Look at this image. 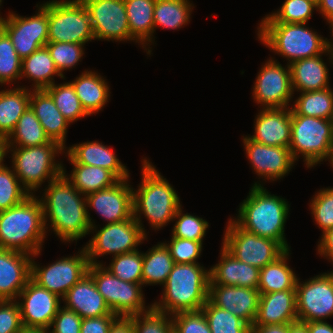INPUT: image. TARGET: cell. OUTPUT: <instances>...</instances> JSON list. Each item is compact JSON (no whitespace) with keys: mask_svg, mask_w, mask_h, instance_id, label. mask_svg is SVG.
<instances>
[{"mask_svg":"<svg viewBox=\"0 0 333 333\" xmlns=\"http://www.w3.org/2000/svg\"><path fill=\"white\" fill-rule=\"evenodd\" d=\"M142 160L141 182L137 190L133 188V217L147 237L142 214L149 221L152 230L159 231L169 222H173L181 201L174 187L152 162L146 157Z\"/></svg>","mask_w":333,"mask_h":333,"instance_id":"obj_2","label":"cell"},{"mask_svg":"<svg viewBox=\"0 0 333 333\" xmlns=\"http://www.w3.org/2000/svg\"><path fill=\"white\" fill-rule=\"evenodd\" d=\"M310 200V212L322 234L333 228V187L321 188Z\"/></svg>","mask_w":333,"mask_h":333,"instance_id":"obj_49","label":"cell"},{"mask_svg":"<svg viewBox=\"0 0 333 333\" xmlns=\"http://www.w3.org/2000/svg\"><path fill=\"white\" fill-rule=\"evenodd\" d=\"M8 153L14 173L30 195H35L43 183L48 184L63 173V162L57 161L56 156L63 154L64 148L57 142L32 147H4V158Z\"/></svg>","mask_w":333,"mask_h":333,"instance_id":"obj_7","label":"cell"},{"mask_svg":"<svg viewBox=\"0 0 333 333\" xmlns=\"http://www.w3.org/2000/svg\"><path fill=\"white\" fill-rule=\"evenodd\" d=\"M39 197L30 195L10 209L0 211V248L31 256L42 251L47 233Z\"/></svg>","mask_w":333,"mask_h":333,"instance_id":"obj_4","label":"cell"},{"mask_svg":"<svg viewBox=\"0 0 333 333\" xmlns=\"http://www.w3.org/2000/svg\"><path fill=\"white\" fill-rule=\"evenodd\" d=\"M30 107L35 112L50 141L57 142L65 149L66 134L70 123L56 107L52 97L44 89L32 90Z\"/></svg>","mask_w":333,"mask_h":333,"instance_id":"obj_28","label":"cell"},{"mask_svg":"<svg viewBox=\"0 0 333 333\" xmlns=\"http://www.w3.org/2000/svg\"><path fill=\"white\" fill-rule=\"evenodd\" d=\"M163 243L168 248L174 263H199L197 260L203 252V242L171 237L170 242Z\"/></svg>","mask_w":333,"mask_h":333,"instance_id":"obj_50","label":"cell"},{"mask_svg":"<svg viewBox=\"0 0 333 333\" xmlns=\"http://www.w3.org/2000/svg\"><path fill=\"white\" fill-rule=\"evenodd\" d=\"M328 162L331 164L330 167H332V169H333V148H332L331 156H330Z\"/></svg>","mask_w":333,"mask_h":333,"instance_id":"obj_64","label":"cell"},{"mask_svg":"<svg viewBox=\"0 0 333 333\" xmlns=\"http://www.w3.org/2000/svg\"><path fill=\"white\" fill-rule=\"evenodd\" d=\"M134 333H174L172 315L151 307L147 312L130 315Z\"/></svg>","mask_w":333,"mask_h":333,"instance_id":"obj_48","label":"cell"},{"mask_svg":"<svg viewBox=\"0 0 333 333\" xmlns=\"http://www.w3.org/2000/svg\"><path fill=\"white\" fill-rule=\"evenodd\" d=\"M23 328L16 300H0V333H19Z\"/></svg>","mask_w":333,"mask_h":333,"instance_id":"obj_52","label":"cell"},{"mask_svg":"<svg viewBox=\"0 0 333 333\" xmlns=\"http://www.w3.org/2000/svg\"><path fill=\"white\" fill-rule=\"evenodd\" d=\"M97 228L100 227H91L93 236L84 246L90 264H103L97 260L103 255L113 257L138 250V246L148 238L133 216L125 221L105 224L100 230Z\"/></svg>","mask_w":333,"mask_h":333,"instance_id":"obj_10","label":"cell"},{"mask_svg":"<svg viewBox=\"0 0 333 333\" xmlns=\"http://www.w3.org/2000/svg\"><path fill=\"white\" fill-rule=\"evenodd\" d=\"M333 148V119L291 115L289 149L294 161L302 156L305 167L328 161Z\"/></svg>","mask_w":333,"mask_h":333,"instance_id":"obj_8","label":"cell"},{"mask_svg":"<svg viewBox=\"0 0 333 333\" xmlns=\"http://www.w3.org/2000/svg\"><path fill=\"white\" fill-rule=\"evenodd\" d=\"M298 320L296 290L261 294L252 325L287 324Z\"/></svg>","mask_w":333,"mask_h":333,"instance_id":"obj_27","label":"cell"},{"mask_svg":"<svg viewBox=\"0 0 333 333\" xmlns=\"http://www.w3.org/2000/svg\"><path fill=\"white\" fill-rule=\"evenodd\" d=\"M251 333H289V323L270 324V325H252Z\"/></svg>","mask_w":333,"mask_h":333,"instance_id":"obj_57","label":"cell"},{"mask_svg":"<svg viewBox=\"0 0 333 333\" xmlns=\"http://www.w3.org/2000/svg\"><path fill=\"white\" fill-rule=\"evenodd\" d=\"M92 40L90 15L81 0L48 1V42L85 45Z\"/></svg>","mask_w":333,"mask_h":333,"instance_id":"obj_9","label":"cell"},{"mask_svg":"<svg viewBox=\"0 0 333 333\" xmlns=\"http://www.w3.org/2000/svg\"><path fill=\"white\" fill-rule=\"evenodd\" d=\"M71 164L98 166L111 171L119 180L130 177L127 166L114 153L112 147L99 141H87L70 145L64 149Z\"/></svg>","mask_w":333,"mask_h":333,"instance_id":"obj_24","label":"cell"},{"mask_svg":"<svg viewBox=\"0 0 333 333\" xmlns=\"http://www.w3.org/2000/svg\"><path fill=\"white\" fill-rule=\"evenodd\" d=\"M191 0H156L153 17L154 32L157 27L178 30L190 23L194 4Z\"/></svg>","mask_w":333,"mask_h":333,"instance_id":"obj_37","label":"cell"},{"mask_svg":"<svg viewBox=\"0 0 333 333\" xmlns=\"http://www.w3.org/2000/svg\"><path fill=\"white\" fill-rule=\"evenodd\" d=\"M41 251L32 256L31 279L49 292L63 298L67 291L86 274H88L89 260L83 247L73 256L62 257L48 264L40 266L35 260Z\"/></svg>","mask_w":333,"mask_h":333,"instance_id":"obj_13","label":"cell"},{"mask_svg":"<svg viewBox=\"0 0 333 333\" xmlns=\"http://www.w3.org/2000/svg\"><path fill=\"white\" fill-rule=\"evenodd\" d=\"M289 333H308L307 322L297 320L289 323Z\"/></svg>","mask_w":333,"mask_h":333,"instance_id":"obj_60","label":"cell"},{"mask_svg":"<svg viewBox=\"0 0 333 333\" xmlns=\"http://www.w3.org/2000/svg\"><path fill=\"white\" fill-rule=\"evenodd\" d=\"M91 19L95 40L135 42L130 35L124 0H81Z\"/></svg>","mask_w":333,"mask_h":333,"instance_id":"obj_17","label":"cell"},{"mask_svg":"<svg viewBox=\"0 0 333 333\" xmlns=\"http://www.w3.org/2000/svg\"><path fill=\"white\" fill-rule=\"evenodd\" d=\"M314 30L306 23H259L256 34L265 47L285 58L288 65L320 54L328 55V62L333 65L330 39Z\"/></svg>","mask_w":333,"mask_h":333,"instance_id":"obj_5","label":"cell"},{"mask_svg":"<svg viewBox=\"0 0 333 333\" xmlns=\"http://www.w3.org/2000/svg\"><path fill=\"white\" fill-rule=\"evenodd\" d=\"M219 255L218 263L209 268L210 284L258 289V268L237 260L223 245Z\"/></svg>","mask_w":333,"mask_h":333,"instance_id":"obj_26","label":"cell"},{"mask_svg":"<svg viewBox=\"0 0 333 333\" xmlns=\"http://www.w3.org/2000/svg\"><path fill=\"white\" fill-rule=\"evenodd\" d=\"M22 59L8 34L0 27V85H14L21 77ZM14 82V83H13Z\"/></svg>","mask_w":333,"mask_h":333,"instance_id":"obj_45","label":"cell"},{"mask_svg":"<svg viewBox=\"0 0 333 333\" xmlns=\"http://www.w3.org/2000/svg\"><path fill=\"white\" fill-rule=\"evenodd\" d=\"M73 169L68 174L63 165V174L83 195L112 187L120 180L109 170L83 164H71Z\"/></svg>","mask_w":333,"mask_h":333,"instance_id":"obj_35","label":"cell"},{"mask_svg":"<svg viewBox=\"0 0 333 333\" xmlns=\"http://www.w3.org/2000/svg\"><path fill=\"white\" fill-rule=\"evenodd\" d=\"M210 269L200 265L174 264L165 284L159 301L152 307L170 315L179 312L198 311L208 301Z\"/></svg>","mask_w":333,"mask_h":333,"instance_id":"obj_6","label":"cell"},{"mask_svg":"<svg viewBox=\"0 0 333 333\" xmlns=\"http://www.w3.org/2000/svg\"><path fill=\"white\" fill-rule=\"evenodd\" d=\"M308 333H333V325L327 321L307 322Z\"/></svg>","mask_w":333,"mask_h":333,"instance_id":"obj_59","label":"cell"},{"mask_svg":"<svg viewBox=\"0 0 333 333\" xmlns=\"http://www.w3.org/2000/svg\"><path fill=\"white\" fill-rule=\"evenodd\" d=\"M32 256L0 248V300H16L31 279Z\"/></svg>","mask_w":333,"mask_h":333,"instance_id":"obj_23","label":"cell"},{"mask_svg":"<svg viewBox=\"0 0 333 333\" xmlns=\"http://www.w3.org/2000/svg\"><path fill=\"white\" fill-rule=\"evenodd\" d=\"M309 1H311V2L315 3L316 5H318V3H319L320 0H309Z\"/></svg>","mask_w":333,"mask_h":333,"instance_id":"obj_66","label":"cell"},{"mask_svg":"<svg viewBox=\"0 0 333 333\" xmlns=\"http://www.w3.org/2000/svg\"><path fill=\"white\" fill-rule=\"evenodd\" d=\"M16 301L20 308L23 327L48 330L61 307L62 298L30 279Z\"/></svg>","mask_w":333,"mask_h":333,"instance_id":"obj_18","label":"cell"},{"mask_svg":"<svg viewBox=\"0 0 333 333\" xmlns=\"http://www.w3.org/2000/svg\"><path fill=\"white\" fill-rule=\"evenodd\" d=\"M174 333H211L202 310L179 312L172 315Z\"/></svg>","mask_w":333,"mask_h":333,"instance_id":"obj_51","label":"cell"},{"mask_svg":"<svg viewBox=\"0 0 333 333\" xmlns=\"http://www.w3.org/2000/svg\"><path fill=\"white\" fill-rule=\"evenodd\" d=\"M54 76L65 80L57 70L47 46H42L22 59L21 77L33 81L31 90H43L55 83Z\"/></svg>","mask_w":333,"mask_h":333,"instance_id":"obj_33","label":"cell"},{"mask_svg":"<svg viewBox=\"0 0 333 333\" xmlns=\"http://www.w3.org/2000/svg\"><path fill=\"white\" fill-rule=\"evenodd\" d=\"M299 94V97L291 104V115L333 119V90L331 87Z\"/></svg>","mask_w":333,"mask_h":333,"instance_id":"obj_39","label":"cell"},{"mask_svg":"<svg viewBox=\"0 0 333 333\" xmlns=\"http://www.w3.org/2000/svg\"><path fill=\"white\" fill-rule=\"evenodd\" d=\"M304 281L298 277L295 288L298 320L327 321L333 317V271Z\"/></svg>","mask_w":333,"mask_h":333,"instance_id":"obj_15","label":"cell"},{"mask_svg":"<svg viewBox=\"0 0 333 333\" xmlns=\"http://www.w3.org/2000/svg\"><path fill=\"white\" fill-rule=\"evenodd\" d=\"M246 158L258 179L277 181L289 174L296 163L290 149L281 146H268L251 140L248 135L242 138Z\"/></svg>","mask_w":333,"mask_h":333,"instance_id":"obj_19","label":"cell"},{"mask_svg":"<svg viewBox=\"0 0 333 333\" xmlns=\"http://www.w3.org/2000/svg\"><path fill=\"white\" fill-rule=\"evenodd\" d=\"M222 245L233 256L259 270L271 264L287 250L277 241L260 237L239 227L232 219L226 224Z\"/></svg>","mask_w":333,"mask_h":333,"instance_id":"obj_12","label":"cell"},{"mask_svg":"<svg viewBox=\"0 0 333 333\" xmlns=\"http://www.w3.org/2000/svg\"><path fill=\"white\" fill-rule=\"evenodd\" d=\"M46 46L57 70L63 77H65L64 71L75 68L79 61H82L83 55L85 54L84 44L47 42Z\"/></svg>","mask_w":333,"mask_h":333,"instance_id":"obj_47","label":"cell"},{"mask_svg":"<svg viewBox=\"0 0 333 333\" xmlns=\"http://www.w3.org/2000/svg\"><path fill=\"white\" fill-rule=\"evenodd\" d=\"M174 264L163 242H158L145 253L143 252L142 286L158 284L163 286Z\"/></svg>","mask_w":333,"mask_h":333,"instance_id":"obj_36","label":"cell"},{"mask_svg":"<svg viewBox=\"0 0 333 333\" xmlns=\"http://www.w3.org/2000/svg\"><path fill=\"white\" fill-rule=\"evenodd\" d=\"M65 308L75 311L82 318L116 315L112 313L103 296L98 292L93 278L86 274L62 298Z\"/></svg>","mask_w":333,"mask_h":333,"instance_id":"obj_25","label":"cell"},{"mask_svg":"<svg viewBox=\"0 0 333 333\" xmlns=\"http://www.w3.org/2000/svg\"><path fill=\"white\" fill-rule=\"evenodd\" d=\"M53 99L65 119L71 124L89 116L83 109L72 83H54L44 89Z\"/></svg>","mask_w":333,"mask_h":333,"instance_id":"obj_40","label":"cell"},{"mask_svg":"<svg viewBox=\"0 0 333 333\" xmlns=\"http://www.w3.org/2000/svg\"><path fill=\"white\" fill-rule=\"evenodd\" d=\"M36 14L20 16L9 11L0 27L8 34L12 44L21 59L48 42V1L37 4Z\"/></svg>","mask_w":333,"mask_h":333,"instance_id":"obj_14","label":"cell"},{"mask_svg":"<svg viewBox=\"0 0 333 333\" xmlns=\"http://www.w3.org/2000/svg\"><path fill=\"white\" fill-rule=\"evenodd\" d=\"M317 254L333 265V228L325 231L318 241Z\"/></svg>","mask_w":333,"mask_h":333,"instance_id":"obj_55","label":"cell"},{"mask_svg":"<svg viewBox=\"0 0 333 333\" xmlns=\"http://www.w3.org/2000/svg\"><path fill=\"white\" fill-rule=\"evenodd\" d=\"M254 120V134L248 137L260 144L289 148L291 141V106L260 108Z\"/></svg>","mask_w":333,"mask_h":333,"instance_id":"obj_22","label":"cell"},{"mask_svg":"<svg viewBox=\"0 0 333 333\" xmlns=\"http://www.w3.org/2000/svg\"><path fill=\"white\" fill-rule=\"evenodd\" d=\"M88 274L93 278L98 292L112 313L118 316H130L147 312L152 307V304L145 305L142 283L120 280L103 264H90Z\"/></svg>","mask_w":333,"mask_h":333,"instance_id":"obj_11","label":"cell"},{"mask_svg":"<svg viewBox=\"0 0 333 333\" xmlns=\"http://www.w3.org/2000/svg\"><path fill=\"white\" fill-rule=\"evenodd\" d=\"M317 12L329 24L333 20V0H320L317 5Z\"/></svg>","mask_w":333,"mask_h":333,"instance_id":"obj_58","label":"cell"},{"mask_svg":"<svg viewBox=\"0 0 333 333\" xmlns=\"http://www.w3.org/2000/svg\"><path fill=\"white\" fill-rule=\"evenodd\" d=\"M211 333H251V326L228 310L215 306L209 299L201 308Z\"/></svg>","mask_w":333,"mask_h":333,"instance_id":"obj_41","label":"cell"},{"mask_svg":"<svg viewBox=\"0 0 333 333\" xmlns=\"http://www.w3.org/2000/svg\"><path fill=\"white\" fill-rule=\"evenodd\" d=\"M103 265L120 280L142 283L143 252L139 249L113 256L108 266Z\"/></svg>","mask_w":333,"mask_h":333,"instance_id":"obj_44","label":"cell"},{"mask_svg":"<svg viewBox=\"0 0 333 333\" xmlns=\"http://www.w3.org/2000/svg\"><path fill=\"white\" fill-rule=\"evenodd\" d=\"M106 80L98 71L84 70L70 81L83 109L89 116L102 111L110 100L111 92Z\"/></svg>","mask_w":333,"mask_h":333,"instance_id":"obj_30","label":"cell"},{"mask_svg":"<svg viewBox=\"0 0 333 333\" xmlns=\"http://www.w3.org/2000/svg\"><path fill=\"white\" fill-rule=\"evenodd\" d=\"M19 333H49V331L43 328L23 327Z\"/></svg>","mask_w":333,"mask_h":333,"instance_id":"obj_61","label":"cell"},{"mask_svg":"<svg viewBox=\"0 0 333 333\" xmlns=\"http://www.w3.org/2000/svg\"><path fill=\"white\" fill-rule=\"evenodd\" d=\"M290 250L271 264L260 270L258 290L260 294L273 293L284 290H296L298 275L288 264Z\"/></svg>","mask_w":333,"mask_h":333,"instance_id":"obj_34","label":"cell"},{"mask_svg":"<svg viewBox=\"0 0 333 333\" xmlns=\"http://www.w3.org/2000/svg\"><path fill=\"white\" fill-rule=\"evenodd\" d=\"M131 37L151 55L154 45L153 11L156 0H124Z\"/></svg>","mask_w":333,"mask_h":333,"instance_id":"obj_29","label":"cell"},{"mask_svg":"<svg viewBox=\"0 0 333 333\" xmlns=\"http://www.w3.org/2000/svg\"><path fill=\"white\" fill-rule=\"evenodd\" d=\"M329 27H333V20L329 23Z\"/></svg>","mask_w":333,"mask_h":333,"instance_id":"obj_67","label":"cell"},{"mask_svg":"<svg viewBox=\"0 0 333 333\" xmlns=\"http://www.w3.org/2000/svg\"><path fill=\"white\" fill-rule=\"evenodd\" d=\"M257 181L238 210V215L231 219L242 229L260 237L273 239L286 250L290 245L285 238V225L290 214V204L283 197L271 194Z\"/></svg>","mask_w":333,"mask_h":333,"instance_id":"obj_3","label":"cell"},{"mask_svg":"<svg viewBox=\"0 0 333 333\" xmlns=\"http://www.w3.org/2000/svg\"><path fill=\"white\" fill-rule=\"evenodd\" d=\"M330 31H331L330 33L332 34L331 35L332 38H330V49L333 54V27H330Z\"/></svg>","mask_w":333,"mask_h":333,"instance_id":"obj_63","label":"cell"},{"mask_svg":"<svg viewBox=\"0 0 333 333\" xmlns=\"http://www.w3.org/2000/svg\"><path fill=\"white\" fill-rule=\"evenodd\" d=\"M108 333H134L132 318L130 316H118L110 326Z\"/></svg>","mask_w":333,"mask_h":333,"instance_id":"obj_56","label":"cell"},{"mask_svg":"<svg viewBox=\"0 0 333 333\" xmlns=\"http://www.w3.org/2000/svg\"><path fill=\"white\" fill-rule=\"evenodd\" d=\"M44 188L39 199L46 233L51 230L66 244L73 241L77 244V240L90 234L91 227L96 224L90 217L86 196L63 173Z\"/></svg>","mask_w":333,"mask_h":333,"instance_id":"obj_1","label":"cell"},{"mask_svg":"<svg viewBox=\"0 0 333 333\" xmlns=\"http://www.w3.org/2000/svg\"><path fill=\"white\" fill-rule=\"evenodd\" d=\"M82 319L75 311L62 306L59 308L48 331L49 333H80Z\"/></svg>","mask_w":333,"mask_h":333,"instance_id":"obj_53","label":"cell"},{"mask_svg":"<svg viewBox=\"0 0 333 333\" xmlns=\"http://www.w3.org/2000/svg\"><path fill=\"white\" fill-rule=\"evenodd\" d=\"M128 180H120L112 187L86 195L87 208L94 209L106 224L130 219L133 216V187Z\"/></svg>","mask_w":333,"mask_h":333,"instance_id":"obj_20","label":"cell"},{"mask_svg":"<svg viewBox=\"0 0 333 333\" xmlns=\"http://www.w3.org/2000/svg\"><path fill=\"white\" fill-rule=\"evenodd\" d=\"M118 315L83 318L80 333H108L110 326Z\"/></svg>","mask_w":333,"mask_h":333,"instance_id":"obj_54","label":"cell"},{"mask_svg":"<svg viewBox=\"0 0 333 333\" xmlns=\"http://www.w3.org/2000/svg\"><path fill=\"white\" fill-rule=\"evenodd\" d=\"M50 139L29 106L19 118L14 131L4 141V147H32L47 144Z\"/></svg>","mask_w":333,"mask_h":333,"instance_id":"obj_38","label":"cell"},{"mask_svg":"<svg viewBox=\"0 0 333 333\" xmlns=\"http://www.w3.org/2000/svg\"><path fill=\"white\" fill-rule=\"evenodd\" d=\"M0 160V211L10 209L30 196L23 187L12 167Z\"/></svg>","mask_w":333,"mask_h":333,"instance_id":"obj_43","label":"cell"},{"mask_svg":"<svg viewBox=\"0 0 333 333\" xmlns=\"http://www.w3.org/2000/svg\"><path fill=\"white\" fill-rule=\"evenodd\" d=\"M18 86L0 91V139L4 142L14 131L19 118L30 106L31 89Z\"/></svg>","mask_w":333,"mask_h":333,"instance_id":"obj_32","label":"cell"},{"mask_svg":"<svg viewBox=\"0 0 333 333\" xmlns=\"http://www.w3.org/2000/svg\"><path fill=\"white\" fill-rule=\"evenodd\" d=\"M4 157V142L0 139V160Z\"/></svg>","mask_w":333,"mask_h":333,"instance_id":"obj_62","label":"cell"},{"mask_svg":"<svg viewBox=\"0 0 333 333\" xmlns=\"http://www.w3.org/2000/svg\"><path fill=\"white\" fill-rule=\"evenodd\" d=\"M260 293L258 289L232 285L209 284L208 299L252 326L255 321Z\"/></svg>","mask_w":333,"mask_h":333,"instance_id":"obj_21","label":"cell"},{"mask_svg":"<svg viewBox=\"0 0 333 333\" xmlns=\"http://www.w3.org/2000/svg\"><path fill=\"white\" fill-rule=\"evenodd\" d=\"M252 97L261 108L289 107L293 99L290 67L270 57L256 75ZM290 103V104H289Z\"/></svg>","mask_w":333,"mask_h":333,"instance_id":"obj_16","label":"cell"},{"mask_svg":"<svg viewBox=\"0 0 333 333\" xmlns=\"http://www.w3.org/2000/svg\"><path fill=\"white\" fill-rule=\"evenodd\" d=\"M322 56L323 54H320L289 64L293 92H309L331 87L329 69Z\"/></svg>","mask_w":333,"mask_h":333,"instance_id":"obj_31","label":"cell"},{"mask_svg":"<svg viewBox=\"0 0 333 333\" xmlns=\"http://www.w3.org/2000/svg\"><path fill=\"white\" fill-rule=\"evenodd\" d=\"M173 221H175V224L172 228L171 237L176 238L203 242L209 228V223L205 219L194 214L184 213L182 205L178 208Z\"/></svg>","mask_w":333,"mask_h":333,"instance_id":"obj_46","label":"cell"},{"mask_svg":"<svg viewBox=\"0 0 333 333\" xmlns=\"http://www.w3.org/2000/svg\"><path fill=\"white\" fill-rule=\"evenodd\" d=\"M317 5L309 0H285L282 6L267 14L260 23H306L313 16Z\"/></svg>","mask_w":333,"mask_h":333,"instance_id":"obj_42","label":"cell"},{"mask_svg":"<svg viewBox=\"0 0 333 333\" xmlns=\"http://www.w3.org/2000/svg\"><path fill=\"white\" fill-rule=\"evenodd\" d=\"M2 2H3V0H0V7L2 6ZM5 19H6V17L1 16V13H0V25Z\"/></svg>","mask_w":333,"mask_h":333,"instance_id":"obj_65","label":"cell"}]
</instances>
